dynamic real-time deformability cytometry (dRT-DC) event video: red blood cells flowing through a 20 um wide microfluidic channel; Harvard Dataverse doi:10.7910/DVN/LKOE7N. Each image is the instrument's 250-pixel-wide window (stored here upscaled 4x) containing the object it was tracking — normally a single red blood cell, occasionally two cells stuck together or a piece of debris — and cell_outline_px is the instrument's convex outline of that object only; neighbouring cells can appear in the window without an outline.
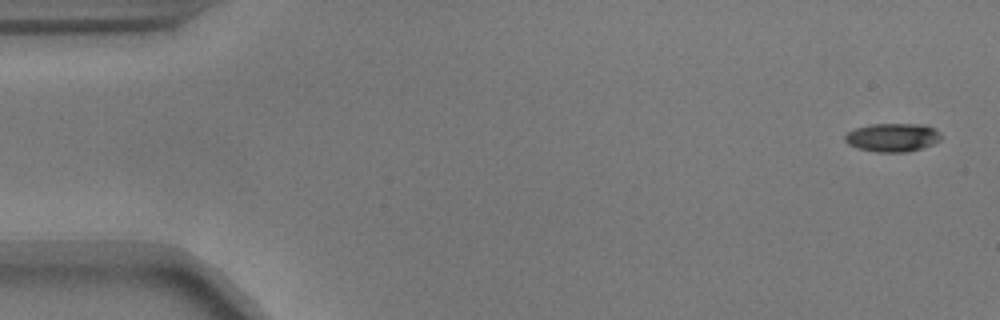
{"species": "common noctule bat (a hibernating species)", "species_latin": "Nyctalus noctula", "temperature_condition": "warm", "stored_images_in_passage": 9, "camera_frame_rate_fps": 3000, "um_per_image_px": 0.085, "animal": {"sex": "male", "body_mass_g": 17.9}, "frame": {"image": 1, "passage_image": 1, "time_ms": 0.0, "image_size_px": [1000, 320], "cell_outline_px": [[944, 136], [940, 140], [932, 144], [908, 152], [876, 152], [860, 148], [848, 144], [844, 140], [844, 136], [848, 132], [856, 128], [872, 124], [928, 124], [936, 128]], "centroid_in_image_um": [75.92, 11.67], "position_along_channel_um": 9.1, "area_um2": 16.07}}